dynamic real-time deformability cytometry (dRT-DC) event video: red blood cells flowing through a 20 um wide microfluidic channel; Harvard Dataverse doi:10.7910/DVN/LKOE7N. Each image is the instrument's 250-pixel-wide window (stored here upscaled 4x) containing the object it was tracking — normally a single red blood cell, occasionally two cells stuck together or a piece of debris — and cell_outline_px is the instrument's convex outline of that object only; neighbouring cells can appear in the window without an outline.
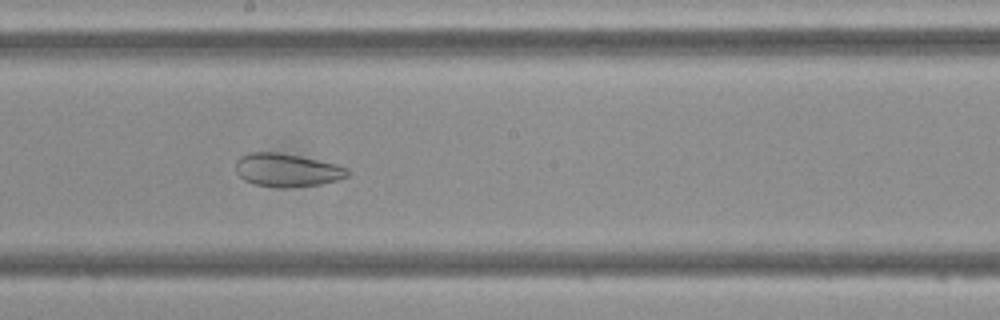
{"species": "Egyptian fruit bat (a non-hibernating species)", "species_latin": "Rousettus aegyptiacus", "temperature_condition": "cold", "stored_images_in_passage": 48, "camera_frame_rate_fps": 3000, "um_per_image_px": 0.085, "frame": {"image": 1, "passage_image": 26, "time_ms": 8.333, "image_size_px": [1000, 320], "cell_outline_px": [[348, 176], [336, 180], [320, 184], [288, 188], [280, 188], [256, 184], [244, 180], [236, 172], [236, 160], [240, 156], [248, 152], [276, 152], [300, 156], [336, 164], [348, 168]], "centroid_in_image_um": [24.37, 14.45], "position_along_channel_um": 223.8, "area_um2": 21.62}}
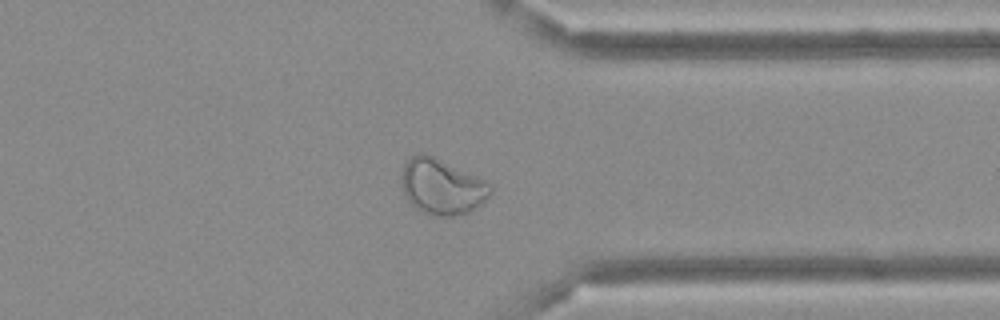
{"frame": {"image": 2, "passage_image": 37, "time_ms": 12.0, "image_size_px": [1000, 320], "cell_outline_px": [[492, 192], [480, 204], [468, 212], [452, 216], [432, 216], [420, 212], [408, 200], [404, 192], [400, 180], [404, 164], [412, 156], [420, 152], [424, 152], [484, 180], [492, 184]], "centroid_in_image_um": [37.53, 15.87], "position_along_channel_um": 373.9, "area_um2": 28.61}}
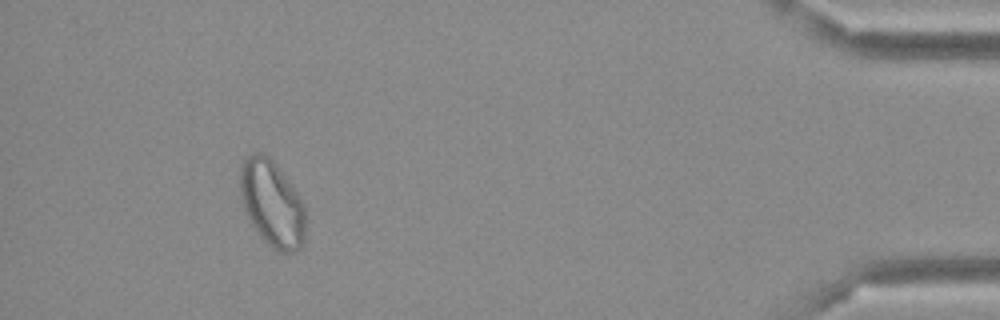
{"frame": {"image": 3, "passage_image": 44, "time_ms": 14.333, "image_size_px": [1000, 320], "cell_outline_px": [[304, 240], [300, 248], [292, 252], [280, 252], [272, 248], [264, 240], [252, 224], [244, 208], [240, 196], [240, 164], [244, 156], [252, 152], [260, 152], [268, 156], [276, 164], [288, 180], [304, 204]], "centroid_in_image_um": [23.09, 17.26], "position_along_channel_um": 412.1, "area_um2": 32.77}}